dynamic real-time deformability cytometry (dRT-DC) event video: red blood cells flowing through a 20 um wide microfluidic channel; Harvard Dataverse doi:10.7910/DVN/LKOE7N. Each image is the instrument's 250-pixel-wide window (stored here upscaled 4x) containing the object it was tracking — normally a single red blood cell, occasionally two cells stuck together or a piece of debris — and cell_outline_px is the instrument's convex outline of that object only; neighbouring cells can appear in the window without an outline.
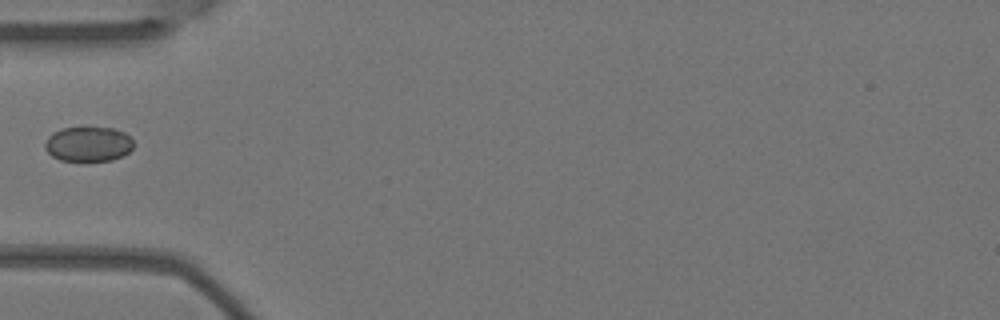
{"species": "Egyptian fruit bat (a non-hibernating species)", "species_latin": "Rousettus aegyptiacus", "temperature_condition": "warm", "stored_images_in_passage": 4, "segment_of_instrument_passage": [1, 2], "camera_frame_rate_fps": 3000, "um_per_image_px": 0.085, "animal": {"sex": "female"}, "frame": {"image": 1, "passage_image": 1, "time_ms": 0.0, "image_size_px": [1000, 320], "cell_outline_px": [[132, 148], [128, 152], [112, 160], [80, 164], [60, 160], [52, 156], [44, 148], [44, 144], [48, 136], [52, 132], [60, 128], [112, 128], [124, 132], [132, 140]], "centroid_in_image_um": [7.44, 12.29], "position_along_channel_um": 77.6, "area_um2": 18.5}}